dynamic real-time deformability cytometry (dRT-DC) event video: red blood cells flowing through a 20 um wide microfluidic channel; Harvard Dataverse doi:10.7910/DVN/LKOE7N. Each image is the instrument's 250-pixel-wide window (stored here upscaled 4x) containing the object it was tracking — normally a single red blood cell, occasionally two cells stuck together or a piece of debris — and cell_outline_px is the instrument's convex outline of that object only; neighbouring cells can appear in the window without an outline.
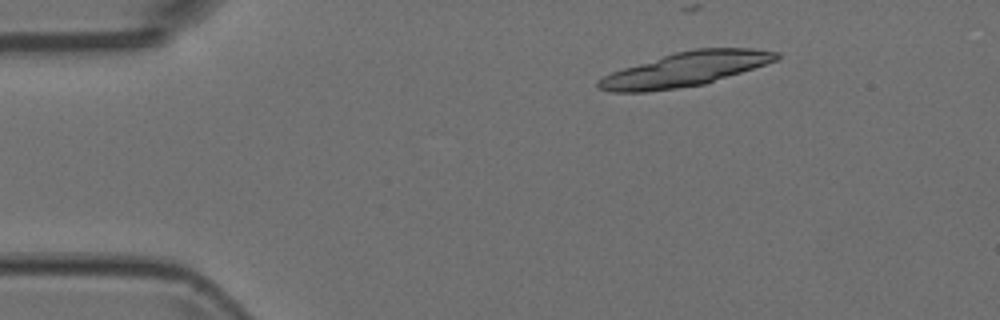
{"species": "Egyptian fruit bat (a non-hibernating species)", "species_latin": "Rousettus aegyptiacus", "temperature_condition": "room temperature", "stored_images_in_passage": 3, "camera_frame_rate_fps": 3000, "um_per_image_px": 0.085, "animal": {"sex": "female"}, "frame": {"image": 1, "passage_image": 1, "time_ms": 0.0, "image_size_px": [1000, 320], "cell_outline_px": [[780, 56], [776, 60], [704, 84], [676, 88], [644, 92], [608, 92], [596, 88], [596, 80], [612, 72], [624, 68], [676, 52], [696, 48], [752, 48], [780, 52]], "centroid_in_image_um": [58.21, 5.89], "position_along_channel_um": 26.8, "area_um2": 34.91}}